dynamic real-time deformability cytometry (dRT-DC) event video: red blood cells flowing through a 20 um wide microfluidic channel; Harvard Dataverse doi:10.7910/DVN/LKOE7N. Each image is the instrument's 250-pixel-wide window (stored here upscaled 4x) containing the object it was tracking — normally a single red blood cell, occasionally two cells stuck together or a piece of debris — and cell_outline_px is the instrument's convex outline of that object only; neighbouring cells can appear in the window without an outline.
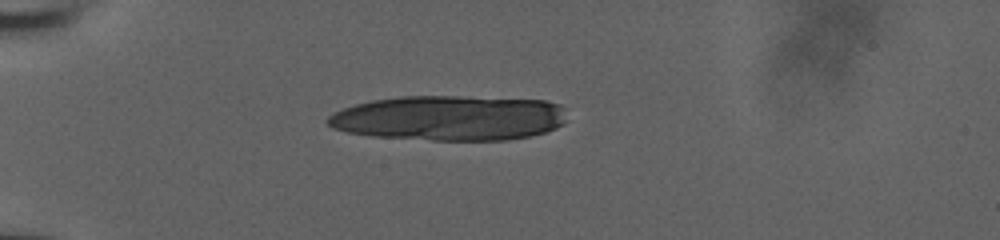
{"species": "human", "species_latin": "Homo sapiens", "temperature_condition": "room temperature", "stored_images_in_passage": 36, "camera_frame_rate_fps": 3000, "um_per_image_px": 0.085, "donor": {"sex": "male"}, "frame": {"image": 1, "passage_image": 1, "time_ms": 0.0, "image_size_px": [1000, 240], "cell_outline_px": [[564, 124], [556, 128], [544, 132], [528, 136], [508, 140], [432, 140], [372, 136], [348, 132], [332, 128], [324, 120], [332, 112], [356, 104], [372, 100], [400, 96], [456, 96], [544, 100], [560, 104], [564, 108]], "centroid_in_image_um": [38.17, 10.03], "position_along_channel_um": 46.8, "area_um2": 63.06}}
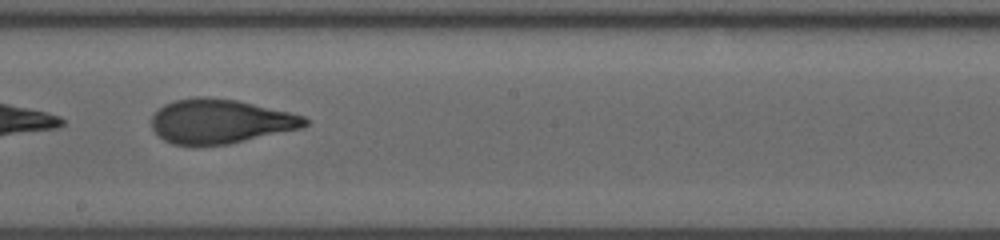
{"frame": {"image": 2, "passage_image": 19, "time_ms": 6.0, "image_size_px": [1000, 240], "cell_outline_px": [[308, 124], [300, 128], [228, 144], [172, 144], [164, 140], [152, 128], [152, 116], [164, 104], [176, 100], [192, 96], [208, 96], [236, 100], [288, 112], [304, 116], [308, 120]], "centroid_in_image_um": [18.7, 10.29], "position_along_channel_um": 229.5, "area_um2": 39.07}}
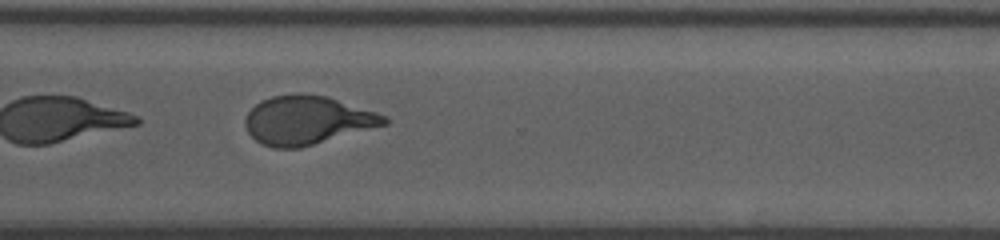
{"frame": {"image": 3, "passage_image": 28, "time_ms": 9.0, "image_size_px": [1000, 240], "cell_outline_px": [[388, 124], [300, 148], [272, 148], [256, 140], [248, 132], [244, 124], [244, 120], [248, 112], [260, 100], [272, 96], [296, 92], [304, 92], [328, 96], [388, 116]], "centroid_in_image_um": [26.11, 10.2], "position_along_channel_um": 344.5, "area_um2": 39.71}, "authors_computed_cell_mechanics": {"area_um2": 39.7375, "velocity_mm_per_s": 3.8468, "shape_relaxation_time_tau1_ms": 6.5145, "shape_relaxation_time_tau2_ms": 1.1723, "deformation_change_tau1": 0.259, "deformation_change_tau2": 0.088}}